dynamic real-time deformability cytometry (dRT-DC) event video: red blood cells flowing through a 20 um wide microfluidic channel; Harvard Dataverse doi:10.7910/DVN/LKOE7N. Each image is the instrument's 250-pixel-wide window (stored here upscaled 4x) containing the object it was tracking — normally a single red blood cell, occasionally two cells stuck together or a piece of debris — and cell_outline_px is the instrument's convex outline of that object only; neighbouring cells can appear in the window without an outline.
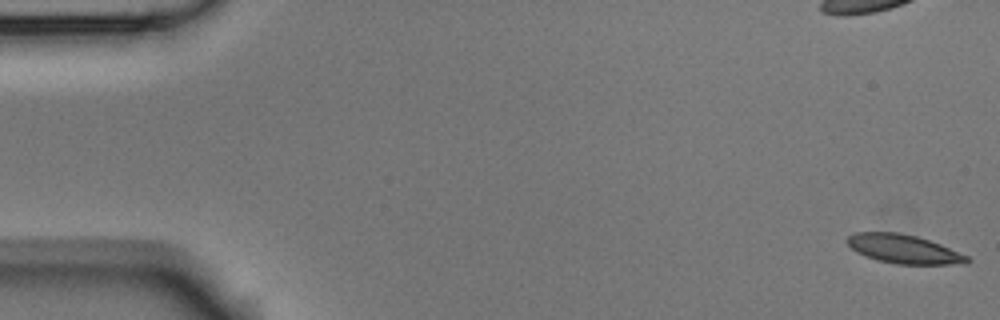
{"species": "Egyptian fruit bat (a non-hibernating species)", "species_latin": "Rousettus aegyptiacus", "temperature_condition": "room temperature", "stored_images_in_passage": 55, "camera_frame_rate_fps": 3000, "um_per_image_px": 0.085, "animal": {"sex": "male"}, "frame": {"image": 1, "passage_image": 1, "time_ms": 0.0, "image_size_px": [1000, 320], "cell_outline_px": [[972, 260], [964, 264], [896, 264], [876, 260], [856, 252], [848, 244], [848, 236], [856, 232], [896, 232], [916, 236], [940, 244], [968, 256]], "centroid_in_image_um": [76.82, 21.17], "position_along_channel_um": 8.2, "area_um2": 20.0}}
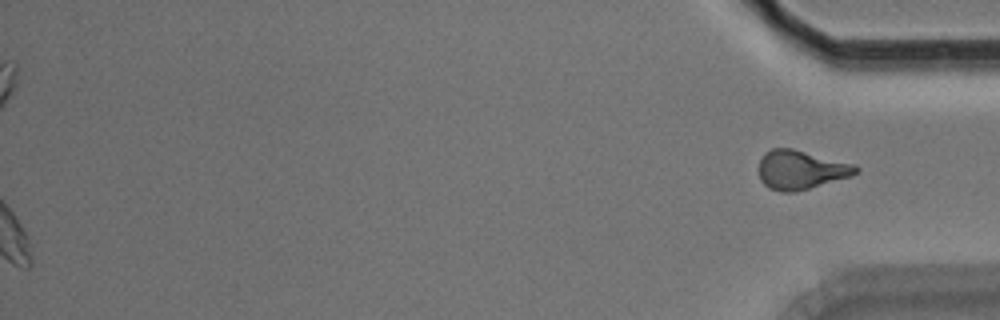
{"frame": {"image": 2, "passage_image": 55, "time_ms": 18.0, "image_size_px": [1000, 320], "cell_outline_px": [[860, 172], [852, 176], [796, 192], [780, 192], [768, 188], [760, 180], [760, 160], [764, 152], [772, 148], [792, 148], [856, 164], [860, 168]], "centroid_in_image_um": [68.11, 14.43], "position_along_channel_um": 367.1, "area_um2": 22.31}, "authors_computed_cell_mechanics": {"area_um2": 20.6346, "velocity_mm_per_s": 3.7367, "shape_relaxation_time_tau1_ms": 5.7851, "shape_relaxation_time_tau2_ms": 2.8582, "deformation_change_tau1": 0.1346, "deformation_change_tau2": 0.0686}}